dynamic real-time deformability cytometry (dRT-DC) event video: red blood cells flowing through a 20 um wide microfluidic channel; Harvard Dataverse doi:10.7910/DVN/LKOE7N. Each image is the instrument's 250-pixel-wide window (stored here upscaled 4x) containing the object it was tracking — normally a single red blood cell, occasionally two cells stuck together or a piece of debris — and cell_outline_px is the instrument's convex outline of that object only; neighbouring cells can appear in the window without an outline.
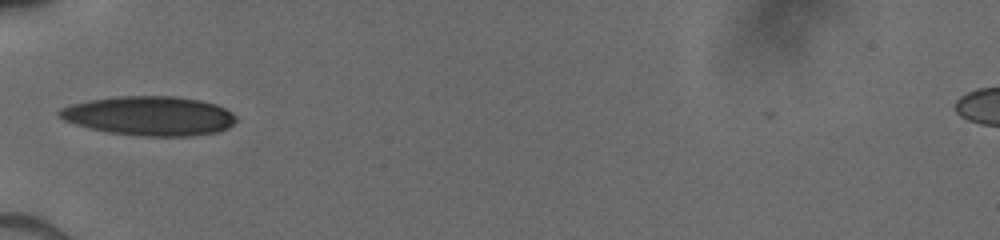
{"species": "human", "species_latin": "Homo sapiens", "temperature_condition": "cold", "stored_images_in_passage": 5, "camera_frame_rate_fps": 3000, "um_per_image_px": 0.085, "donor": {"sex": "male"}, "frame": {"image": 1, "passage_image": 4, "time_ms": 3.667, "image_size_px": [1000, 240], "cell_outline_px": [[236, 120], [228, 128], [220, 132], [192, 136], [140, 136], [108, 132], [76, 124], [64, 120], [56, 112], [60, 108], [72, 104], [88, 100], [120, 96], [172, 96], [200, 100], [216, 104], [232, 112], [236, 116]], "centroid_in_image_um": [12.73, 9.85], "position_along_channel_um": 72.3, "area_um2": 40.46}}
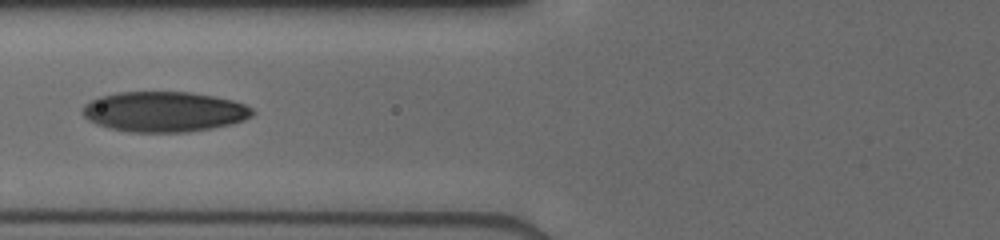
{"frame": {"image": 2, "passage_image": 5, "time_ms": 4.667, "image_size_px": [1000, 240], "cell_outline_px": [[256, 112], [252, 116], [244, 120], [212, 128], [184, 132], [132, 132], [112, 128], [96, 124], [88, 120], [84, 116], [84, 104], [100, 96], [120, 92], [188, 92], [212, 96], [232, 100], [244, 104], [252, 108]], "centroid_in_image_um": [13.97, 9.49], "position_along_channel_um": 111.8, "area_um2": 39.54}}